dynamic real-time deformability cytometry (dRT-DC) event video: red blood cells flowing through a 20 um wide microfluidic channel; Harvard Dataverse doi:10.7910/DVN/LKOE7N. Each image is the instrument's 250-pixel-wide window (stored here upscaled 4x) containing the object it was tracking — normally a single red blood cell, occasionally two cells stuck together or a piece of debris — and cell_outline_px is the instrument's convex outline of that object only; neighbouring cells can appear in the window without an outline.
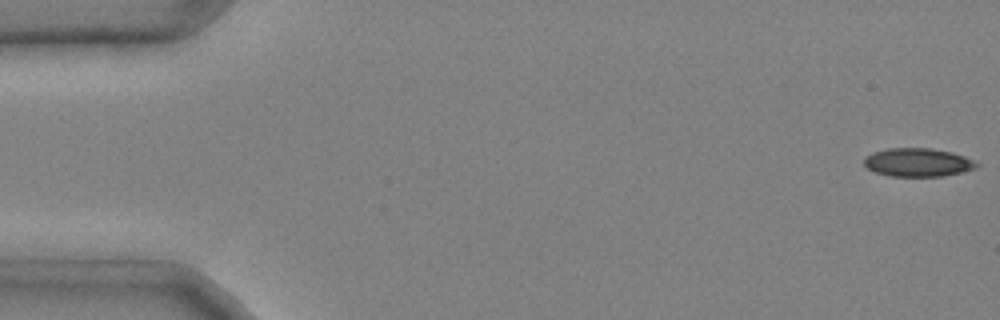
{"species": "common noctule bat (a hibernating species)", "species_latin": "Nyctalus noctula", "temperature_condition": "cold", "stored_images_in_passage": 47, "camera_frame_rate_fps": 3000, "um_per_image_px": 0.085, "animal": {"sex": "male", "body_mass_g": 20.4}, "frame": {"image": 1, "passage_image": 1, "time_ms": 0.0, "image_size_px": [1000, 320], "cell_outline_px": [[980, 164], [976, 168], [964, 172], [940, 176], [892, 176], [876, 172], [868, 168], [864, 164], [864, 156], [872, 152], [888, 148], [932, 148], [952, 152], [964, 156]], "centroid_in_image_um": [78.02, 13.79], "position_along_channel_um": 7.0, "area_um2": 18.67}}
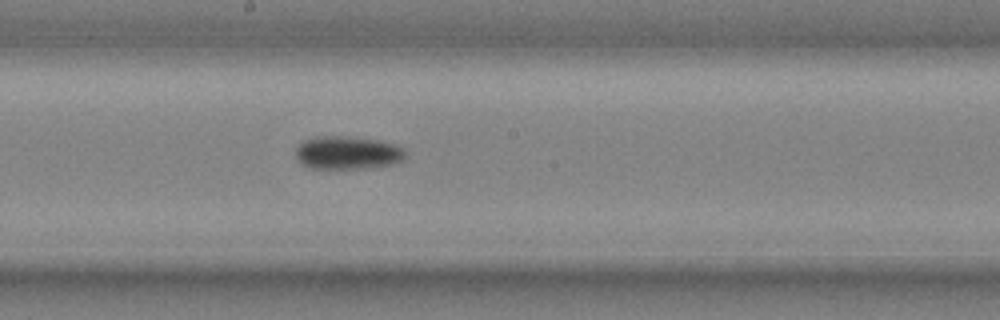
{"frame": {"image": 2, "passage_image": 27, "time_ms": 8.667, "image_size_px": [1000, 320], "cell_outline_px": [[404, 160], [392, 164], [372, 168], [308, 168], [296, 156], [296, 148], [304, 140], [316, 136], [348, 136], [380, 140], [396, 144], [404, 148]], "centroid_in_image_um": [29.58, 12.97], "position_along_channel_um": 218.6, "area_um2": 21.27}}
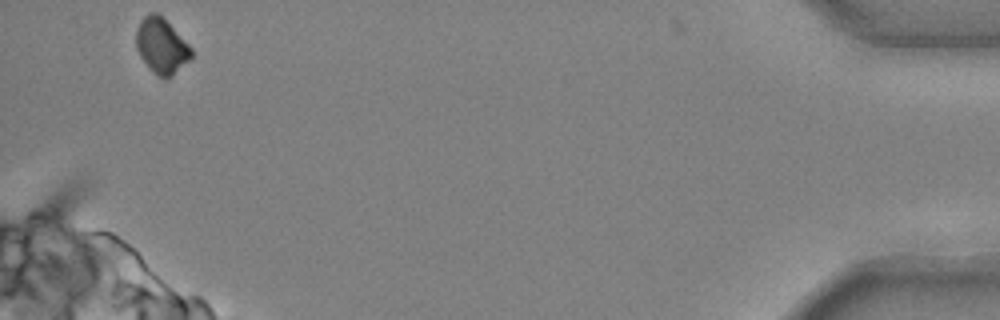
{"frame": {"image": 3, "passage_image": 47, "time_ms": 15.333, "image_size_px": [1000, 320], "cell_outline_px": [[192, 56], [172, 76], [164, 80], [140, 56], [136, 48], [136, 32], [140, 20], [144, 16], [152, 12], [156, 12], [192, 48]], "centroid_in_image_um": [13.71, 3.89], "position_along_channel_um": 421.5, "area_um2": 17.11}, "authors_computed_cell_mechanics": {"area_um2": 19.7676, "velocity_mm_per_s": 4.0031, "shape_relaxation_time_tau1_ms": 3.7687, "shape_relaxation_time_tau2_ms": null, "deformation_change_tau1": 0.0893, "deformation_change_tau2": null}}